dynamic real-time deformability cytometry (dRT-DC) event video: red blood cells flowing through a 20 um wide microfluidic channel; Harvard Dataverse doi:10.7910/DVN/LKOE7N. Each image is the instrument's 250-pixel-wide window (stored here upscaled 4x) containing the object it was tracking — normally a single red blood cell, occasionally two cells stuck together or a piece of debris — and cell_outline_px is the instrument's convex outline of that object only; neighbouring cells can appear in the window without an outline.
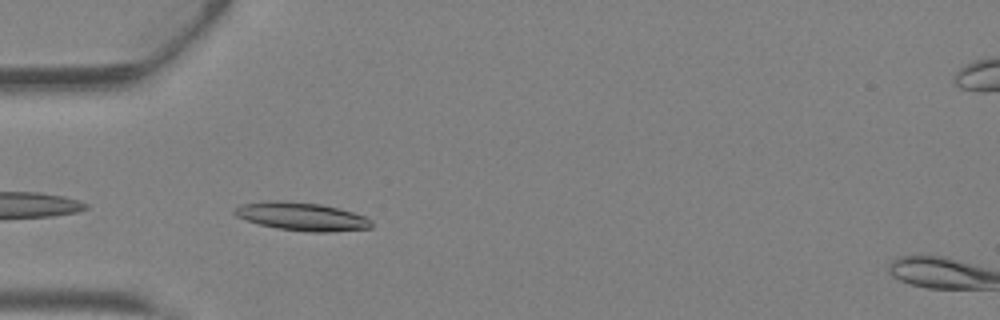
{"species": "Egyptian fruit bat (a non-hibernating species)", "species_latin": "Rousettus aegyptiacus", "temperature_condition": "warm", "stored_images_in_passage": 30, "camera_frame_rate_fps": 3000, "um_per_image_px": 0.085, "animal": {"sex": "female"}, "frame": {"image": 1, "passage_image": 1, "time_ms": 0.0, "image_size_px": [1000, 320], "cell_outline_px": [[372, 228], [328, 232], [308, 232], [276, 228], [260, 224], [236, 216], [232, 212], [232, 208], [240, 204], [276, 200], [280, 200], [320, 204], [352, 212], [364, 216], [372, 220]], "centroid_in_image_um": [25.62, 18.4], "position_along_channel_um": 59.4, "area_um2": 22.43}}
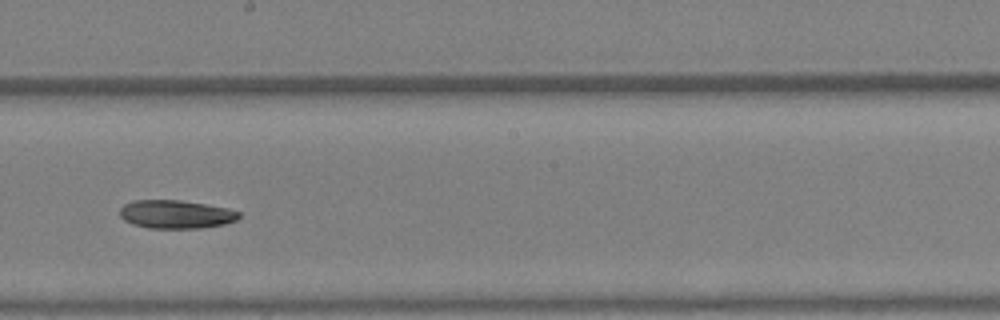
{"frame": {"image": 2, "passage_image": 12, "time_ms": 3.667, "image_size_px": [1000, 320], "cell_outline_px": [[240, 216], [236, 220], [224, 224], [200, 228], [148, 228], [132, 224], [124, 220], [120, 216], [120, 208], [124, 204], [136, 200], [180, 200], [228, 208], [240, 212]], "centroid_in_image_um": [14.94, 18.21], "position_along_channel_um": 233.3, "area_um2": 19.65}}
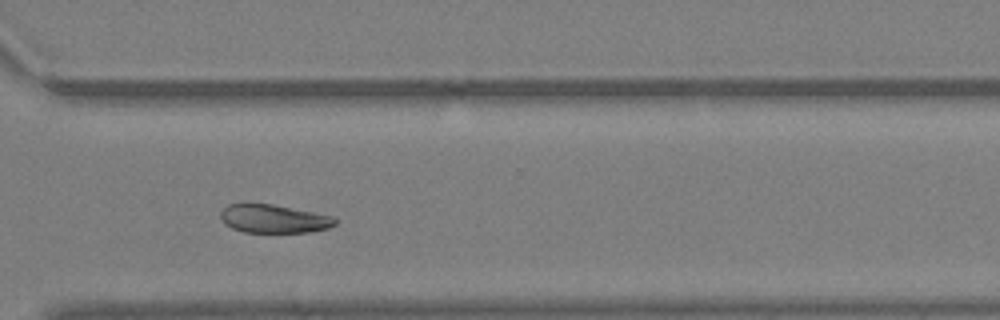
{"frame": {"image": 3, "passage_image": 19, "time_ms": 6.0, "image_size_px": [1000, 320], "cell_outline_px": [[336, 224], [328, 228], [308, 232], [244, 232], [232, 228], [224, 224], [220, 220], [220, 212], [228, 204], [272, 204], [316, 212], [336, 216]], "centroid_in_image_um": [23.28, 18.59], "position_along_channel_um": 347.3, "area_um2": 19.07}, "authors_computed_cell_mechanics": {"area_um2": 20.5768, "velocity_mm_per_s": 4.8943, "shape_relaxation_time_tau1_ms": 5.3736, "shape_relaxation_time_tau2_ms": null, "deformation_change_tau1": 0.1522, "deformation_change_tau2": null}}